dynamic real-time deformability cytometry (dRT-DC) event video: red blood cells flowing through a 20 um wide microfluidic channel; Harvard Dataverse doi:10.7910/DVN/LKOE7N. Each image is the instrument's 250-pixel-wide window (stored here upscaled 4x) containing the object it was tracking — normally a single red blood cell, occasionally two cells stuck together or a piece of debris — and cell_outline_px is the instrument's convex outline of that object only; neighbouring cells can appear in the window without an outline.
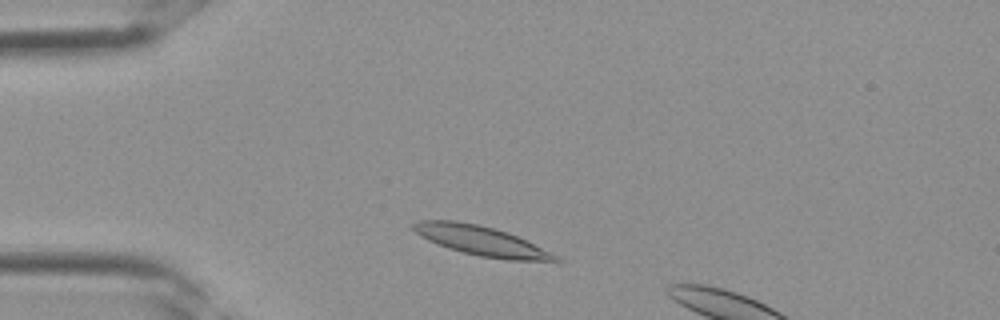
{"species": "Egyptian fruit bat (a non-hibernating species)", "species_latin": "Rousettus aegyptiacus", "temperature_condition": "room temperature", "stored_images_in_passage": 4, "camera_frame_rate_fps": 3000, "um_per_image_px": 0.085, "frame": {"image": 1, "passage_image": 4, "time_ms": 1.0, "image_size_px": [1000, 320], "cell_outline_px": [[560, 260], [508, 260], [480, 256], [448, 248], [436, 244], [420, 236], [412, 228], [412, 224], [420, 220], [456, 220], [476, 224], [508, 232], [560, 256]], "centroid_in_image_um": [40.86, 20.45], "position_along_channel_um": 44.1, "area_um2": 24.1}}